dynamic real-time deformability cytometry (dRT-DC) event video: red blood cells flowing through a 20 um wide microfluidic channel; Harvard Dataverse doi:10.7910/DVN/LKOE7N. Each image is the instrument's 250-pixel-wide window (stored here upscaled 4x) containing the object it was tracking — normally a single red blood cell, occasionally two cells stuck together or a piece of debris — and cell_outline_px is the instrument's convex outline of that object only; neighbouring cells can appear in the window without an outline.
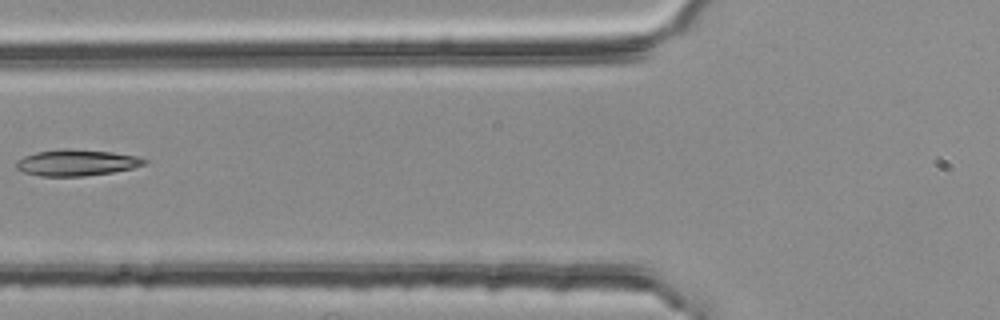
{"species": "common noctule bat (a hibernating species)", "species_latin": "Nyctalus noctula", "temperature_condition": "room temperature", "stored_images_in_passage": 5, "camera_frame_rate_fps": 3000, "um_per_image_px": 0.085, "animal": {"sex": "female", "body_mass_g": 25.1}, "frame": {"image": 1, "passage_image": 5, "time_ms": 1.333, "image_size_px": [1000, 320], "cell_outline_px": [[148, 160], [144, 164], [132, 168], [112, 172], [84, 176], [40, 176], [24, 172], [16, 168], [16, 160], [24, 156], [36, 152], [112, 152], [136, 156]], "centroid_in_image_um": [6.5, 13.88], "position_along_channel_um": 119.3, "area_um2": 18.38}}